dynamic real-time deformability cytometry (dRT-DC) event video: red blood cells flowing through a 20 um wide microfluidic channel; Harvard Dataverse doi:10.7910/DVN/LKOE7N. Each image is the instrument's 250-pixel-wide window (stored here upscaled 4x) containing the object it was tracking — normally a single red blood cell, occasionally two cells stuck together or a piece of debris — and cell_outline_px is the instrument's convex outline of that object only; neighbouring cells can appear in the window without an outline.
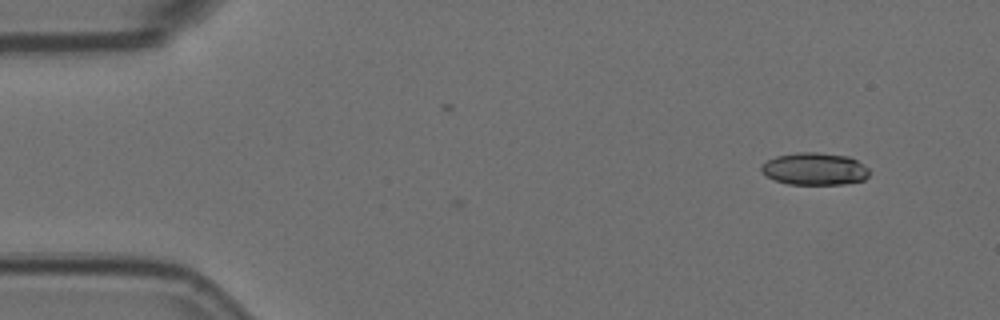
{"species": "Egyptian fruit bat (a non-hibernating species)", "species_latin": "Rousettus aegyptiacus", "temperature_condition": "room temperature", "stored_images_in_passage": 4, "camera_frame_rate_fps": 3000, "um_per_image_px": 0.085, "animal": {"sex": "female"}, "frame": {"image": 1, "passage_image": 1, "time_ms": 0.0, "image_size_px": [1000, 320], "cell_outline_px": [[868, 176], [864, 180], [844, 184], [788, 184], [776, 180], [768, 176], [760, 168], [760, 164], [776, 156], [796, 152], [816, 152], [848, 156], [856, 160], [868, 168]], "centroid_in_image_um": [69.24, 14.35], "position_along_channel_um": 15.8, "area_um2": 20.23}}